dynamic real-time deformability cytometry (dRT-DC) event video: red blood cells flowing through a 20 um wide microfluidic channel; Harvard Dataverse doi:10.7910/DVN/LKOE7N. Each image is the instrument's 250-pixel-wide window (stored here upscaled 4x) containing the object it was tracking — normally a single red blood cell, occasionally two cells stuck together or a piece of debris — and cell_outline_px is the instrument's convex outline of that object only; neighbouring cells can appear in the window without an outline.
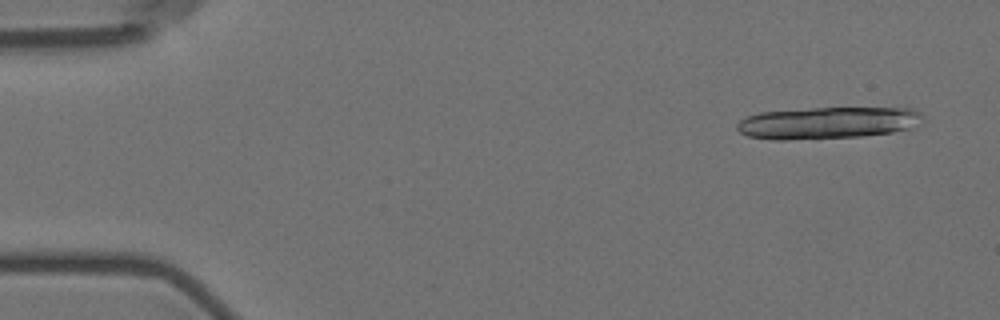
{"species": "Egyptian fruit bat (a non-hibernating species)", "species_latin": "Rousettus aegyptiacus", "temperature_condition": "room temperature", "stored_images_in_passage": 7, "camera_frame_rate_fps": 3000, "um_per_image_px": 0.085, "animal": {"sex": "female"}, "frame": {"image": 1, "passage_image": 1, "time_ms": 0.0, "image_size_px": [1000, 320], "cell_outline_px": [[924, 124], [912, 128], [892, 132], [864, 136], [784, 140], [776, 140], [748, 136], [740, 132], [736, 128], [736, 124], [740, 120], [748, 116], [760, 112], [812, 108], [916, 108], [924, 116]], "centroid_in_image_um": [70.43, 10.44], "position_along_channel_um": 14.6, "area_um2": 34.91}}
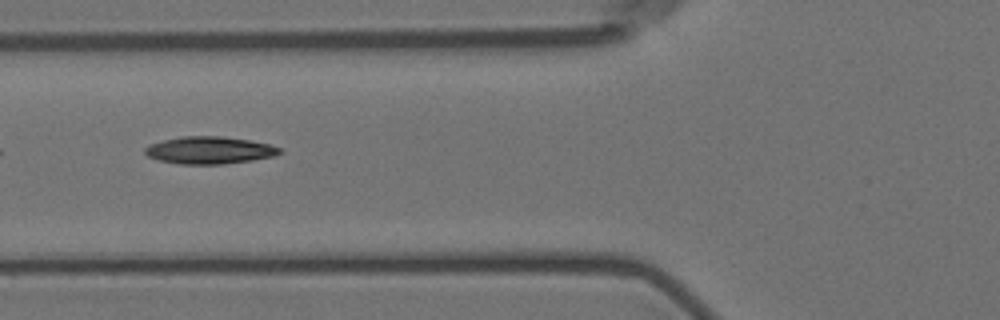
{"frame": {"image": 2, "passage_image": 6, "time_ms": 6.0, "image_size_px": [1000, 320], "cell_outline_px": [[284, 152], [272, 156], [252, 160], [224, 164], [180, 164], [160, 160], [148, 156], [144, 152], [144, 148], [148, 144], [164, 140], [184, 136], [220, 136], [248, 140], [268, 144], [280, 148]], "centroid_in_image_um": [17.79, 12.77], "position_along_channel_um": 108.0, "area_um2": 21.27}}
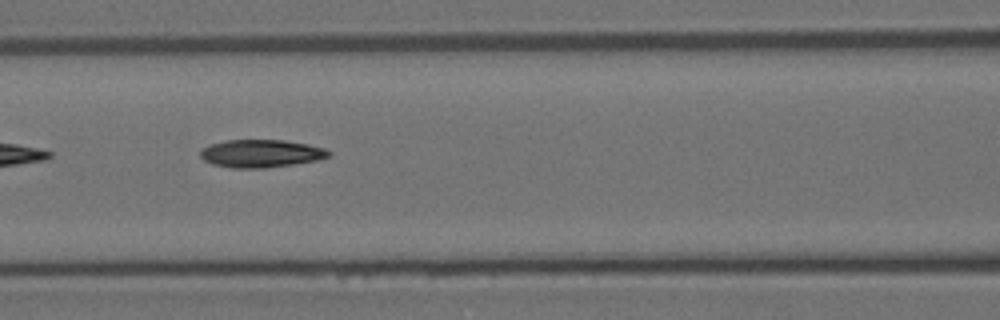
{"frame": {"image": 3, "passage_image": 7, "time_ms": 7.0, "image_size_px": [1000, 320], "cell_outline_px": [[332, 152], [328, 156], [320, 160], [264, 168], [232, 168], [212, 164], [204, 160], [200, 156], [200, 152], [208, 144], [228, 140], [284, 140], [308, 144], [324, 148]], "centroid_in_image_um": [22.19, 13.04], "position_along_channel_um": 144.4, "area_um2": 20.81}}